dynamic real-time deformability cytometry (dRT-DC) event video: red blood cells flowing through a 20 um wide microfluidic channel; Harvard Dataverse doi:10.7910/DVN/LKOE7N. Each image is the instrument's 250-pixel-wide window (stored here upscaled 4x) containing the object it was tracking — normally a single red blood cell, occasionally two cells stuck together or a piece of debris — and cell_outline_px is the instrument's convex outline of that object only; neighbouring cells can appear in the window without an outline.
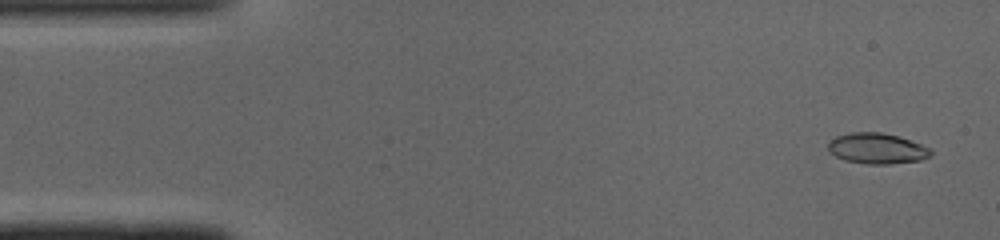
{"species": "common noctule bat (a hibernating species)", "species_latin": "Nyctalus noctula", "temperature_condition": "cold", "stored_images_in_passage": 48, "camera_frame_rate_fps": 3000, "um_per_image_px": 0.085, "animal": {"sex": "male", "body_mass_g": 19.0, "forearm_length_mm": 50.8}, "frame": {"image": 1, "passage_image": 2, "time_ms": 0.333, "image_size_px": [1000, 240], "cell_outline_px": [[932, 156], [920, 160], [888, 164], [868, 164], [844, 160], [828, 152], [828, 144], [836, 136], [852, 132], [880, 132], [900, 136], [932, 148]], "centroid_in_image_um": [74.57, 12.62], "position_along_channel_um": 10.4, "area_um2": 18.5}}
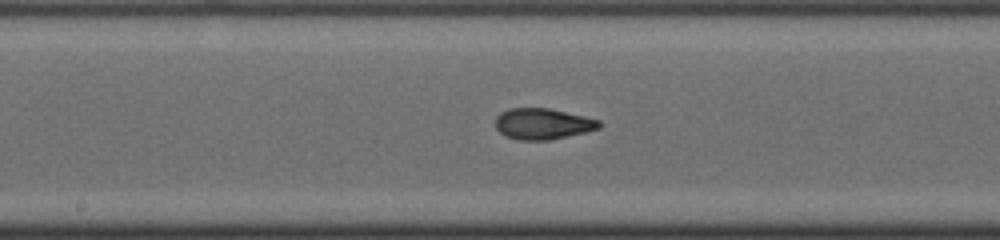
{"frame": {"image": 2, "passage_image": 24, "time_ms": 7.667, "image_size_px": [1000, 240], "cell_outline_px": [[600, 128], [584, 132], [548, 140], [520, 140], [508, 136], [500, 132], [496, 128], [496, 116], [500, 112], [508, 108], [548, 108], [584, 116], [600, 120]], "centroid_in_image_um": [46.11, 10.51], "position_along_channel_um": 202.1, "area_um2": 18.55}}
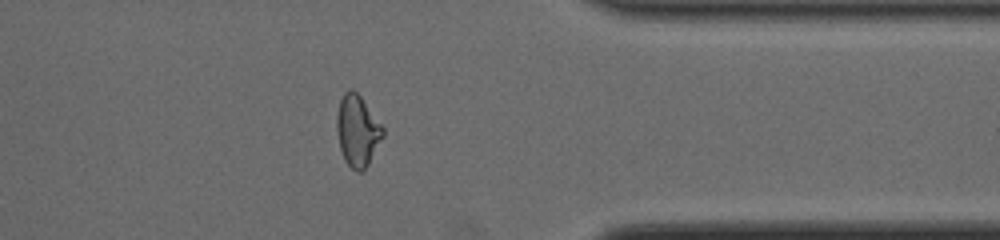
{"frame": {"image": 3, "passage_image": 38, "time_ms": 12.333, "image_size_px": [1000, 240], "cell_outline_px": [[384, 136], [368, 164], [360, 172], [356, 172], [344, 160], [340, 148], [336, 128], [336, 116], [340, 100], [344, 92], [348, 88], [352, 88], [360, 96], [384, 128]], "centroid_in_image_um": [30.37, 11.1], "position_along_channel_um": 381.0, "area_um2": 19.07}, "authors_computed_cell_mechanics": {"area_um2": 18.6694, "velocity_mm_per_s": 4.1091, "shape_relaxation_time_tau1_ms": 4.2058, "shape_relaxation_time_tau2_ms": 1.661, "deformation_change_tau1": 0.1847, "deformation_change_tau2": 0.0905}}